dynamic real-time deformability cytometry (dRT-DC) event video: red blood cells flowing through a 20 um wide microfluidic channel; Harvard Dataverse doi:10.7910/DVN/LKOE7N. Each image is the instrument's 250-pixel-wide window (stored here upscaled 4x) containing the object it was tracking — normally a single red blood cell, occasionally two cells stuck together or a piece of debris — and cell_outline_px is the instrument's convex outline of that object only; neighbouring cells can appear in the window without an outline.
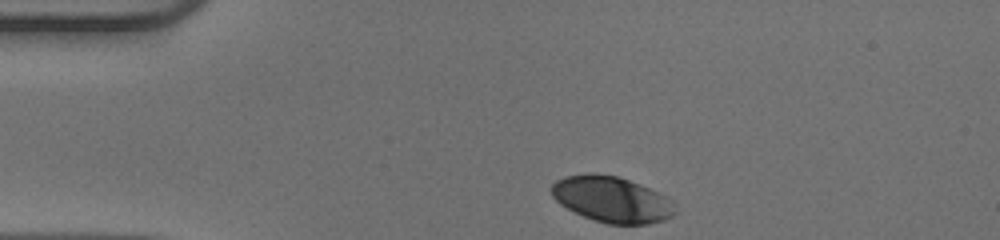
{"species": "human", "species_latin": "Homo sapiens", "temperature_condition": "warm", "stored_images_in_passage": 33, "camera_frame_rate_fps": 3000, "um_per_image_px": 0.085, "donor": {"sex": "male"}, "frame": {"image": 1, "passage_image": 1, "time_ms": 0.0, "image_size_px": [1000, 240], "cell_outline_px": [[676, 212], [672, 216], [664, 220], [648, 224], [608, 224], [592, 220], [560, 204], [552, 196], [548, 188], [556, 180], [564, 176], [588, 172], [620, 176], [640, 184], [664, 196]], "centroid_in_image_um": [51.92, 16.93], "position_along_channel_um": 33.1, "area_um2": 33.0}}
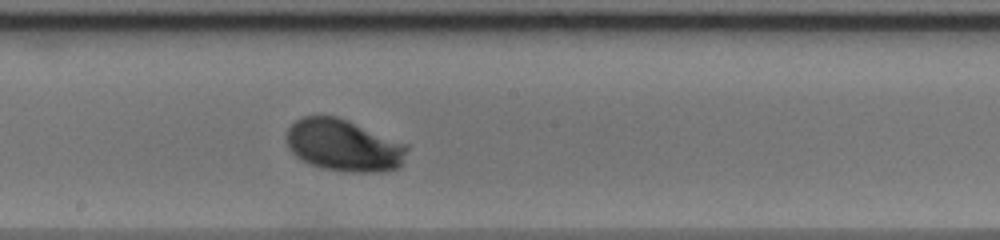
{"frame": {"image": 2, "passage_image": 19, "time_ms": 6.0, "image_size_px": [1000, 240], "cell_outline_px": [[408, 148], [400, 168], [376, 172], [352, 172], [320, 168], [308, 164], [296, 156], [288, 148], [288, 128], [296, 120], [304, 116], [336, 116], [348, 120], [408, 144]], "centroid_in_image_um": [29.23, 12.36], "position_along_channel_um": 219.0, "area_um2": 36.53}}
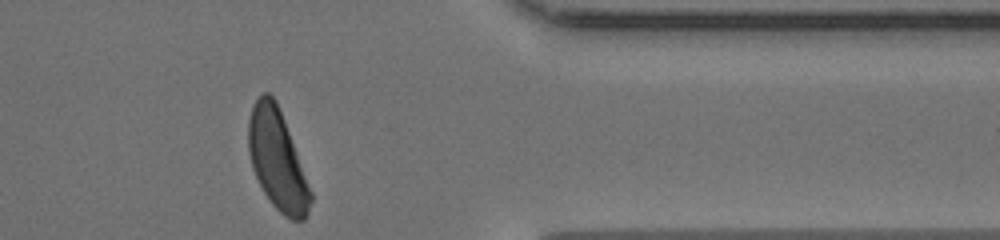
{"frame": {"image": 3, "passage_image": 33, "time_ms": 10.667, "image_size_px": [1000, 240], "cell_outline_px": [[312, 200], [308, 212], [304, 220], [292, 220], [284, 216], [272, 204], [264, 192], [252, 168], [248, 152], [248, 120], [252, 108], [260, 92], [268, 92], [276, 100], [284, 120], [312, 192]], "centroid_in_image_um": [23.56, 13.59], "position_along_channel_um": 387.8, "area_um2": 35.89}, "authors_computed_cell_mechanics": {"area_um2": 34.7378, "velocity_mm_per_s": 3.9588, "shape_relaxation_time_tau1_ms": 2.0536, "shape_relaxation_time_tau2_ms": null, "deformation_change_tau1": 0.1662, "deformation_change_tau2": null}}